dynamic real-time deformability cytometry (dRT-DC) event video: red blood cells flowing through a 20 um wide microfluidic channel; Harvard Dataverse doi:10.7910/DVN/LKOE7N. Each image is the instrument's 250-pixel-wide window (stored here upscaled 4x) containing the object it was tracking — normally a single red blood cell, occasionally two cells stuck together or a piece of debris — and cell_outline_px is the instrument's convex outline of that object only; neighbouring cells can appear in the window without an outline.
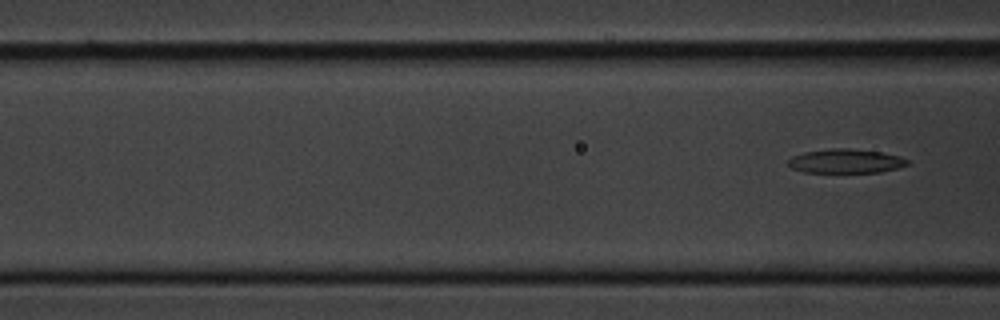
{"species": "common noctule bat (a hibernating species)", "species_latin": "Nyctalus noctula", "temperature_condition": "cold", "stored_images_in_passage": 6, "segment_of_instrument_passage": [2, 2], "camera_frame_rate_fps": 3000, "um_per_image_px": 0.085, "animal": {"sex": "male", "body_mass_g": 20.1, "forearm_length_mm": 53.5}, "frame": {"image": 1, "passage_image": 6, "time_ms": 7.667, "image_size_px": [1000, 320], "cell_outline_px": [[908, 164], [896, 168], [880, 172], [804, 172], [792, 168], [788, 164], [788, 160], [792, 156], [804, 152], [832, 148], [848, 148], [880, 152], [900, 156], [908, 160]], "centroid_in_image_um": [71.87, 13.69], "position_along_channel_um": 94.7, "area_um2": 16.59}}